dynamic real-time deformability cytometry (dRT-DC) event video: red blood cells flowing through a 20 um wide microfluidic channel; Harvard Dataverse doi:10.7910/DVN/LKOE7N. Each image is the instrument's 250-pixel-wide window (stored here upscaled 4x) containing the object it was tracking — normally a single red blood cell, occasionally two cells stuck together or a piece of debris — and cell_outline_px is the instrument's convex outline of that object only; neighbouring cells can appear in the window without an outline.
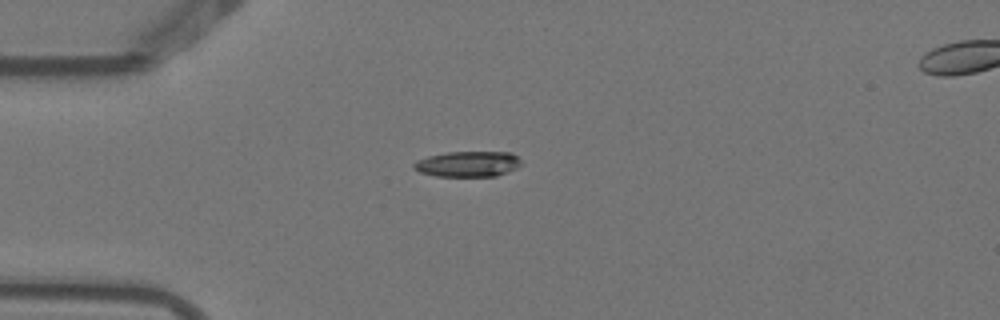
{"species": "Egyptian fruit bat (a non-hibernating species)", "species_latin": "Rousettus aegyptiacus", "temperature_condition": "warm", "stored_images_in_passage": 3, "camera_frame_rate_fps": 3000, "um_per_image_px": 0.085, "animal": {"sex": "female"}, "frame": {"image": 1, "passage_image": 1, "time_ms": 0.0, "image_size_px": [1000, 320], "cell_outline_px": [[524, 164], [508, 172], [496, 176], [436, 176], [420, 172], [412, 168], [412, 164], [416, 160], [428, 156], [444, 152], [512, 152]], "centroid_in_image_um": [39.76, 13.93], "position_along_channel_um": 45.2, "area_um2": 16.18}}
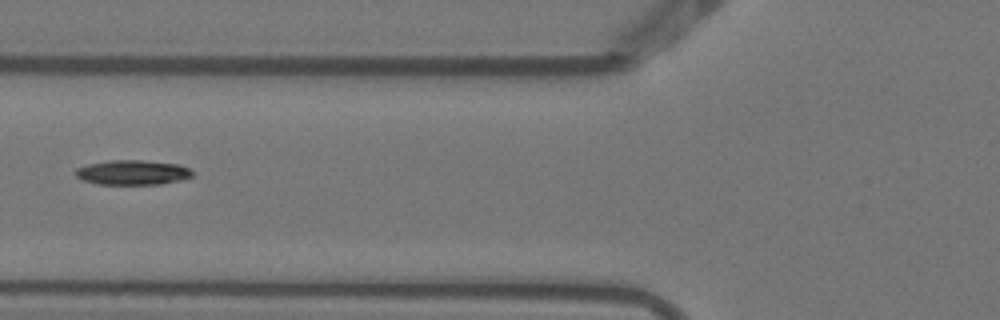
{"frame": {"image": 2, "passage_image": 3, "time_ms": 0.667, "image_size_px": [1000, 320], "cell_outline_px": [[192, 176], [180, 180], [160, 184], [96, 184], [84, 180], [76, 176], [76, 168], [88, 164], [108, 160], [140, 160], [176, 164], [188, 168], [192, 172]], "centroid_in_image_um": [11.24, 14.66], "position_along_channel_um": 114.6, "area_um2": 16.65}}